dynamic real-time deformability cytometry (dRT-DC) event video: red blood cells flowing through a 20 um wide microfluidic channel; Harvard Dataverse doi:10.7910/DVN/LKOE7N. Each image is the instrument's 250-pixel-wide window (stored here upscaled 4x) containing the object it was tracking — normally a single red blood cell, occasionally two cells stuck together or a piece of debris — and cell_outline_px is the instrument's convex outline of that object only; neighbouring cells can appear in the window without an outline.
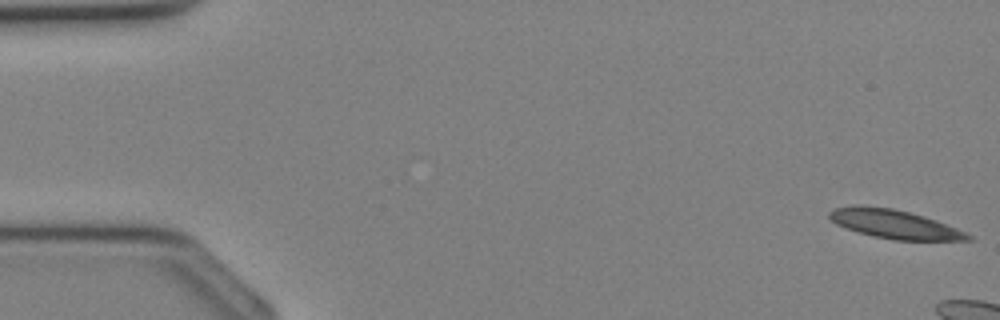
{"species": "Egyptian fruit bat (a non-hibernating species)", "species_latin": "Rousettus aegyptiacus", "temperature_condition": "cold", "stored_images_in_passage": 6, "camera_frame_rate_fps": 3000, "um_per_image_px": 0.085, "animal": {"sex": "female"}, "frame": {"image": 1, "passage_image": 1, "time_ms": 0.0, "image_size_px": [1000, 320], "cell_outline_px": [[972, 240], [896, 240], [872, 236], [836, 224], [828, 216], [828, 212], [836, 208], [856, 204], [860, 204], [892, 208], [924, 216], [936, 220], [956, 228], [972, 236]], "centroid_in_image_um": [76.0, 19.03], "position_along_channel_um": 9.0, "area_um2": 23.06}}